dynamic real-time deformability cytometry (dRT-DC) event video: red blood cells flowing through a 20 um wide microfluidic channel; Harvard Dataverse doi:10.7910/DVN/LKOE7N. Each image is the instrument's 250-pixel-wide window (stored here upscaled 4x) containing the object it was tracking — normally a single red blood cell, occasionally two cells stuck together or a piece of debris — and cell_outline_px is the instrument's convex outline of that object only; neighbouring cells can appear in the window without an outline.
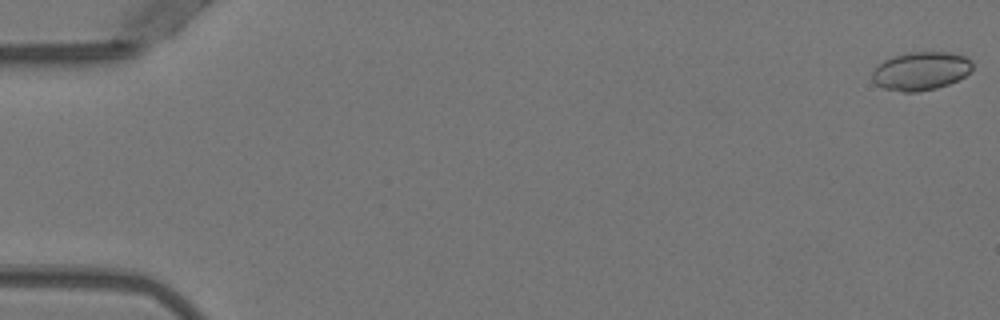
{"species": "Egyptian fruit bat (a non-hibernating species)", "species_latin": "Rousettus aegyptiacus", "temperature_condition": "warm", "stored_images_in_passage": 52, "camera_frame_rate_fps": 3000, "um_per_image_px": 0.085, "animal": {"sex": "female"}, "frame": {"image": 1, "passage_image": 1, "time_ms": 0.0, "image_size_px": [1000, 320], "cell_outline_px": [[972, 68], [964, 76], [948, 84], [936, 88], [916, 92], [904, 92], [884, 88], [876, 84], [872, 80], [872, 72], [884, 60], [892, 56], [908, 52], [952, 52], [964, 56], [972, 60]], "centroid_in_image_um": [78.26, 6.02], "position_along_channel_um": 6.7, "area_um2": 22.31}}
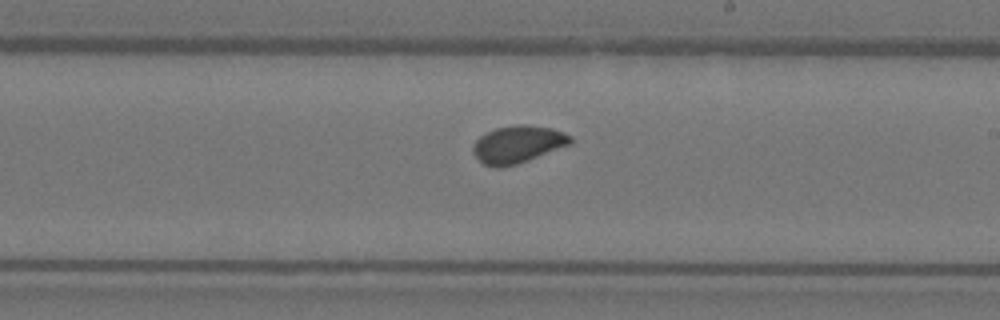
{"frame": {"image": 2, "passage_image": 31, "time_ms": 10.0, "image_size_px": [1000, 320], "cell_outline_px": [[572, 144], [528, 160], [516, 164], [500, 168], [496, 168], [484, 164], [472, 152], [472, 144], [480, 136], [496, 128], [516, 124], [528, 124], [552, 128], [564, 132], [572, 136]], "centroid_in_image_um": [44.03, 12.26], "position_along_channel_um": 245.0, "area_um2": 21.33}}
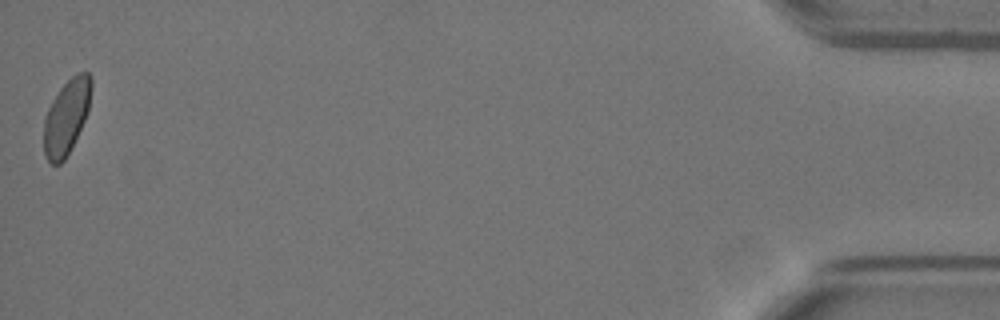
{"frame": {"image": 3, "passage_image": 52, "time_ms": 17.0, "image_size_px": [1000, 320], "cell_outline_px": [[92, 88], [88, 112], [64, 160], [60, 164], [52, 164], [44, 156], [44, 116], [52, 100], [60, 88], [76, 72], [88, 72], [92, 76]], "centroid_in_image_um": [5.65, 9.89], "position_along_channel_um": 429.6, "area_um2": 20.58}, "authors_computed_cell_mechanics": {"area_um2": 21.1548, "velocity_mm_per_s": 3.964, "shape_relaxation_time_tau1_ms": 2.4152, "shape_relaxation_time_tau2_ms": null, "deformation_change_tau1": 0.062, "deformation_change_tau2": null}}